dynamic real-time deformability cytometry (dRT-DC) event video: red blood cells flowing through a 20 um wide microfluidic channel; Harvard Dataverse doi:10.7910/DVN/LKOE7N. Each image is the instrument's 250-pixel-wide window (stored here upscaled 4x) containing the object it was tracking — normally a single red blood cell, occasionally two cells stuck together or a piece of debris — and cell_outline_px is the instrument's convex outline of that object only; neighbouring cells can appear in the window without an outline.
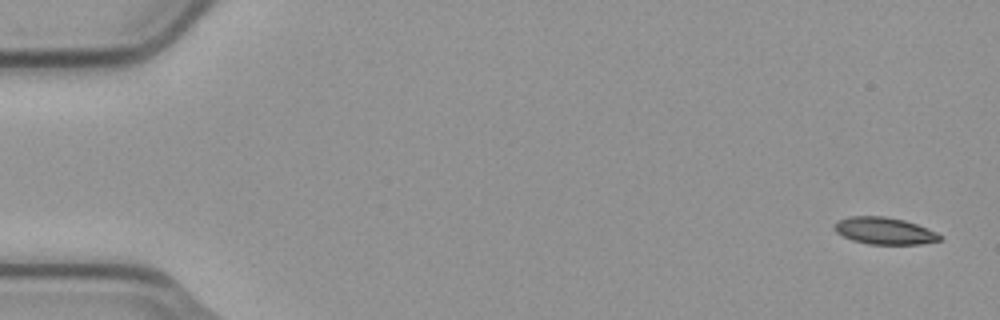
{"species": "common noctule bat (a hibernating species)", "species_latin": "Nyctalus noctula", "temperature_condition": "cold", "stored_images_in_passage": 6, "segment_of_instrument_passage": [1, 2], "camera_frame_rate_fps": 3000, "um_per_image_px": 0.085, "animal": {"sex": "male", "body_mass_g": 23.1, "forearm_length_mm": 52.7}, "frame": {"image": 1, "passage_image": 1, "time_ms": 0.0, "image_size_px": [1000, 320], "cell_outline_px": [[944, 236], [940, 240], [920, 244], [868, 244], [852, 240], [836, 232], [832, 228], [832, 224], [836, 220], [848, 216], [884, 216], [904, 220], [916, 224], [936, 232]], "centroid_in_image_um": [75.12, 19.61], "position_along_channel_um": 9.9, "area_um2": 16.7}}